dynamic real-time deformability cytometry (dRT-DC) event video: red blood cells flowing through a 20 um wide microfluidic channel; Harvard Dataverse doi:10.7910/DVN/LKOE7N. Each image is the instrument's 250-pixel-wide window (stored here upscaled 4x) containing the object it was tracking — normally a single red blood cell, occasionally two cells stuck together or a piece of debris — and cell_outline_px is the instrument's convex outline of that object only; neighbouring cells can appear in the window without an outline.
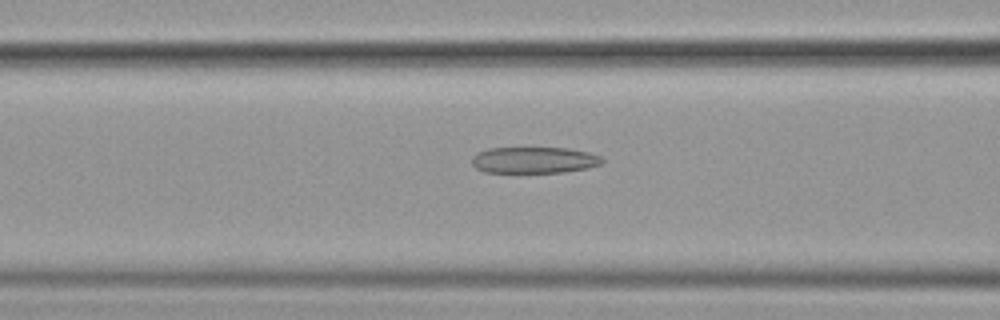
{"species": "common noctule bat (a hibernating species)", "species_latin": "Nyctalus noctula", "temperature_condition": "cold", "stored_images_in_passage": 56, "camera_frame_rate_fps": 3000, "um_per_image_px": 0.085, "animal": {"sex": "female", "body_mass_g": 19.9}, "frame": {"image": 1, "passage_image": 23, "time_ms": 7.333, "image_size_px": [1000, 320], "cell_outline_px": [[604, 160], [600, 164], [588, 168], [564, 172], [484, 172], [476, 168], [472, 164], [472, 156], [476, 152], [488, 148], [568, 148], [588, 152], [600, 156]], "centroid_in_image_um": [45.37, 13.6], "position_along_channel_um": 121.2, "area_um2": 20.0}}
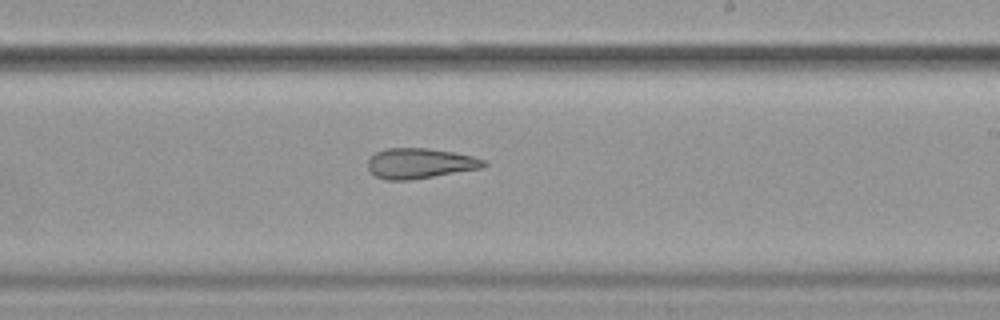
{"frame": {"image": 2, "passage_image": 34, "time_ms": 11.0, "image_size_px": [1000, 320], "cell_outline_px": [[488, 164], [484, 168], [408, 180], [384, 180], [376, 176], [368, 168], [368, 160], [376, 152], [388, 148], [428, 148], [452, 152], [472, 156], [484, 160]], "centroid_in_image_um": [35.71, 13.89], "position_along_channel_um": 253.3, "area_um2": 20.35}}
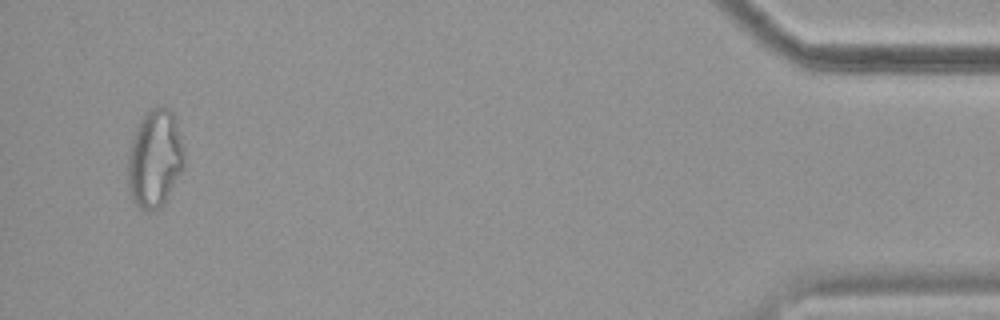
{"frame": {"image": 3, "passage_image": 54, "time_ms": 17.667, "image_size_px": [1000, 320], "cell_outline_px": [[184, 168], [164, 204], [160, 208], [140, 208], [132, 200], [128, 192], [128, 156], [132, 140], [140, 120], [152, 108], [168, 108], [172, 112], [176, 120], [184, 148]], "centroid_in_image_um": [13.18, 13.51], "position_along_channel_um": 422.0, "area_um2": 31.91}, "authors_computed_cell_mechanics": {"area_um2": 24.6228, "velocity_mm_per_s": 3.6114, "shape_relaxation_time_tau1_ms": null, "shape_relaxation_time_tau2_ms": 5.1352, "deformation_change_tau1": null, "deformation_change_tau2": 0.1546}}